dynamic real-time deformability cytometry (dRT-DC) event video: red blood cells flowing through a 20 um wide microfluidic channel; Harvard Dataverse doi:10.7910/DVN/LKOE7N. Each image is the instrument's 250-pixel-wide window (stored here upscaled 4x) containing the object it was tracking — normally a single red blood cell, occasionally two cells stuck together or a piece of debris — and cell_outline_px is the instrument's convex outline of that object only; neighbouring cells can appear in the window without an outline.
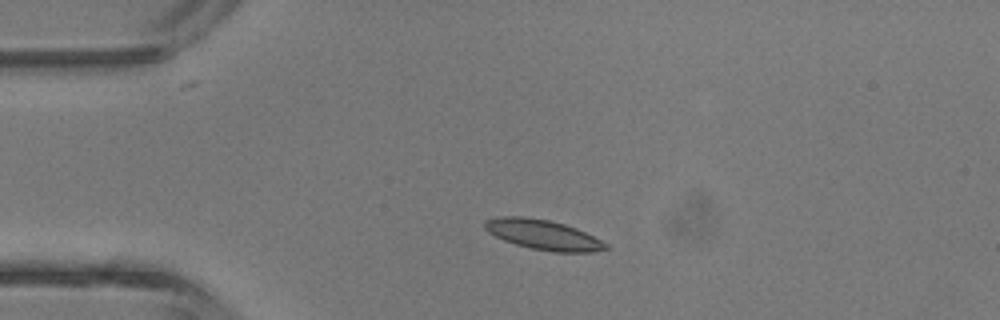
{"species": "common noctule bat (a hibernating species)", "species_latin": "Nyctalus noctula", "temperature_condition": "room temperature", "stored_images_in_passage": 4, "camera_frame_rate_fps": 3000, "um_per_image_px": 0.085, "animal": {"sex": "male", "body_mass_g": 13.3}, "frame": {"image": 1, "passage_image": 2, "time_ms": 1.333, "image_size_px": [1000, 320], "cell_outline_px": [[608, 248], [592, 252], [552, 252], [532, 248], [516, 244], [504, 240], [488, 232], [484, 228], [484, 220], [500, 216], [524, 216], [548, 220], [564, 224], [576, 228], [608, 244]], "centroid_in_image_um": [46.13, 19.94], "position_along_channel_um": 38.9, "area_um2": 20.92}}